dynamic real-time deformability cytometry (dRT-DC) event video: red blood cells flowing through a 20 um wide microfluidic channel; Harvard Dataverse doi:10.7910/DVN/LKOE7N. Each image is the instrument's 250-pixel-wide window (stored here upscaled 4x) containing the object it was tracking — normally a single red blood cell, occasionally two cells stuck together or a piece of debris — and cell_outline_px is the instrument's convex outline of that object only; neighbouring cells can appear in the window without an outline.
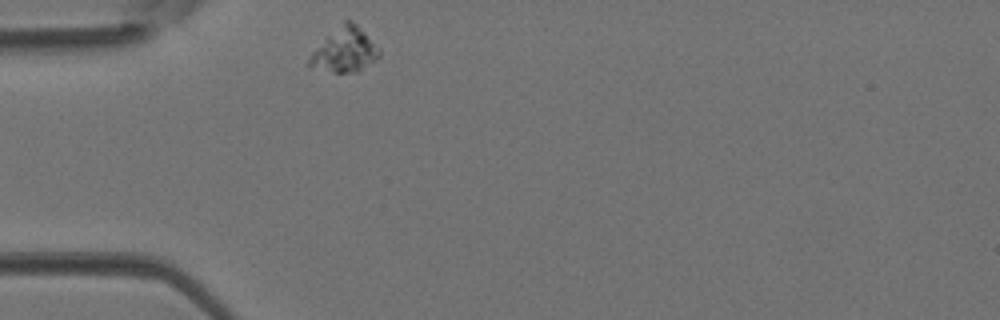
{"species": "Egyptian fruit bat (a non-hibernating species)", "species_latin": "Rousettus aegyptiacus", "temperature_condition": "room temperature", "stored_images_in_passage": 34, "camera_frame_rate_fps": 3000, "um_per_image_px": 0.085, "animal": {"sex": "female"}, "frame": {"image": 1, "passage_image": 1, "time_ms": 0.0, "image_size_px": [1000, 320], "cell_outline_px": [[380, 56], [376, 60], [356, 72], [336, 72], [308, 68], [308, 60], [312, 52], [344, 20], [352, 20], [380, 48]], "centroid_in_image_um": [29.31, 4.27], "position_along_channel_um": 55.7, "area_um2": 17.8}}
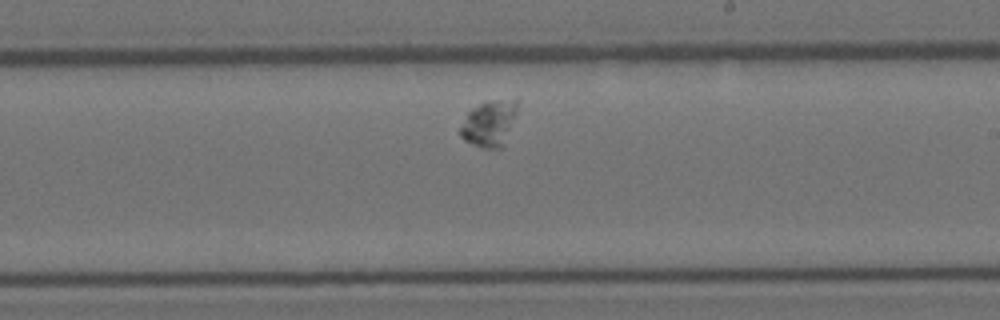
{"frame": {"image": 2, "passage_image": 15, "time_ms": 4.667, "image_size_px": [1000, 320], "cell_outline_px": [[516, 112], [504, 144], [500, 148], [484, 148], [472, 144], [464, 140], [460, 136], [460, 128], [468, 112], [472, 108], [488, 100], [516, 96]], "centroid_in_image_um": [41.6, 10.44], "position_along_channel_um": 247.4, "area_um2": 15.32}}
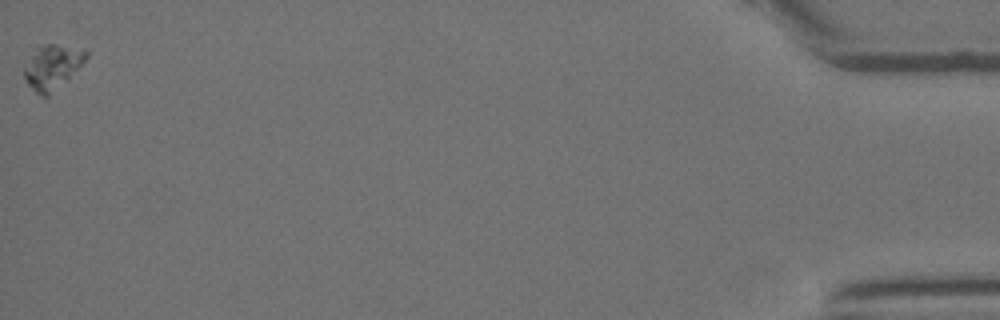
{"frame": {"image": 3, "passage_image": 34, "time_ms": 11.0, "image_size_px": [1000, 320], "cell_outline_px": [[88, 56], [48, 96], [40, 96], [28, 84], [24, 76], [24, 68], [36, 48], [44, 44], [56, 44], [88, 48]], "centroid_in_image_um": [4.45, 5.64], "position_along_channel_um": 430.7, "area_um2": 15.49}}